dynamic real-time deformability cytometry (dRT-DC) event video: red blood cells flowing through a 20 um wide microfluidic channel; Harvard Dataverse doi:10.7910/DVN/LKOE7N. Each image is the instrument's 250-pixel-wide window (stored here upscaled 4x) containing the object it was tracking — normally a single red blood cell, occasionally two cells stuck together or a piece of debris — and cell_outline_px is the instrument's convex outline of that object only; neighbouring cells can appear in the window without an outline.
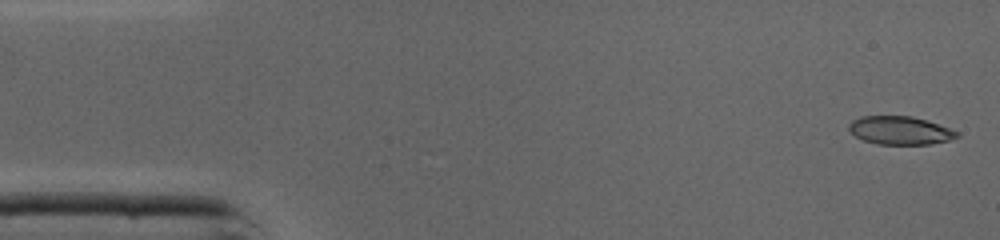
{"species": "common noctule bat (a hibernating species)", "species_latin": "Nyctalus noctula", "temperature_condition": "cold", "stored_images_in_passage": 45, "camera_frame_rate_fps": 3000, "um_per_image_px": 0.085, "animal": {"sex": "male", "body_mass_g": 19.0, "forearm_length_mm": 50.8}, "frame": {"image": 1, "passage_image": 1, "time_ms": 0.0, "image_size_px": [1000, 240], "cell_outline_px": [[960, 136], [948, 140], [928, 144], [876, 144], [864, 140], [856, 136], [848, 128], [848, 124], [852, 120], [860, 116], [912, 116], [928, 120], [960, 132]], "centroid_in_image_um": [76.51, 11.07], "position_along_channel_um": 8.5, "area_um2": 17.8}}
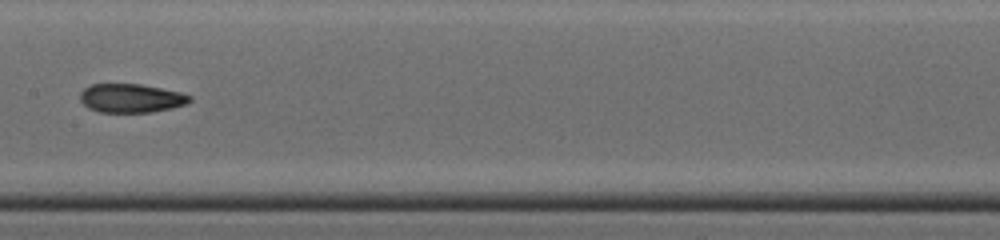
{"frame": {"image": 2, "passage_image": 22, "time_ms": 7.0, "image_size_px": [1000, 240], "cell_outline_px": [[192, 100], [188, 104], [172, 108], [152, 112], [100, 112], [88, 108], [80, 100], [80, 92], [84, 88], [92, 84], [140, 84], [180, 92], [192, 96]], "centroid_in_image_um": [11.16, 8.35], "position_along_channel_um": 196.2, "area_um2": 18.44}}
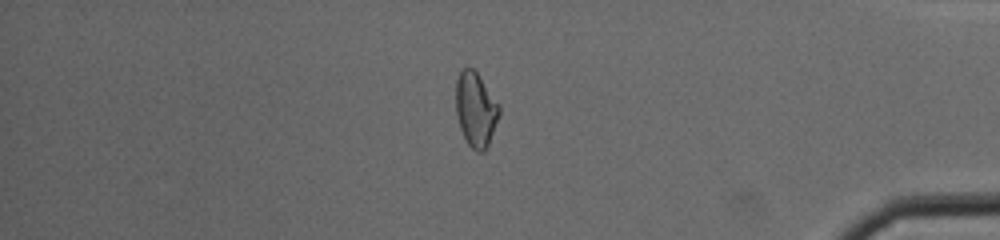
{"frame": {"image": 3, "passage_image": 38, "time_ms": 12.333, "image_size_px": [1000, 240], "cell_outline_px": [[500, 112], [488, 144], [484, 152], [476, 152], [468, 144], [460, 128], [456, 112], [456, 80], [460, 72], [464, 68], [472, 68], [476, 72], [500, 108]], "centroid_in_image_um": [40.41, 9.33], "position_along_channel_um": 394.8, "area_um2": 18.26}, "authors_computed_cell_mechanics": {"area_um2": 18.496, "velocity_mm_per_s": 4.3751, "shape_relaxation_time_tau1_ms": null, "shape_relaxation_time_tau2_ms": 2.7291, "deformation_change_tau1": null, "deformation_change_tau2": 0.0868}}